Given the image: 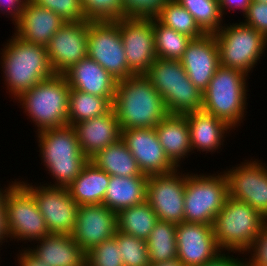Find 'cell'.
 Returning <instances> with one entry per match:
<instances>
[{
  "mask_svg": "<svg viewBox=\"0 0 267 266\" xmlns=\"http://www.w3.org/2000/svg\"><path fill=\"white\" fill-rule=\"evenodd\" d=\"M112 108L121 130L155 128L169 114L163 98L144 75L117 82Z\"/></svg>",
  "mask_w": 267,
  "mask_h": 266,
  "instance_id": "1",
  "label": "cell"
},
{
  "mask_svg": "<svg viewBox=\"0 0 267 266\" xmlns=\"http://www.w3.org/2000/svg\"><path fill=\"white\" fill-rule=\"evenodd\" d=\"M2 50V71L7 90L17 99L41 80L54 75L46 46L11 37ZM3 58V59H2Z\"/></svg>",
  "mask_w": 267,
  "mask_h": 266,
  "instance_id": "2",
  "label": "cell"
},
{
  "mask_svg": "<svg viewBox=\"0 0 267 266\" xmlns=\"http://www.w3.org/2000/svg\"><path fill=\"white\" fill-rule=\"evenodd\" d=\"M43 164L56 182L50 186L67 188L89 161L78 143L71 125L50 128L37 133Z\"/></svg>",
  "mask_w": 267,
  "mask_h": 266,
  "instance_id": "3",
  "label": "cell"
},
{
  "mask_svg": "<svg viewBox=\"0 0 267 266\" xmlns=\"http://www.w3.org/2000/svg\"><path fill=\"white\" fill-rule=\"evenodd\" d=\"M144 76L163 98L169 114L202 109L203 93L190 81L180 60L156 58Z\"/></svg>",
  "mask_w": 267,
  "mask_h": 266,
  "instance_id": "4",
  "label": "cell"
},
{
  "mask_svg": "<svg viewBox=\"0 0 267 266\" xmlns=\"http://www.w3.org/2000/svg\"><path fill=\"white\" fill-rule=\"evenodd\" d=\"M69 92L65 77L54 74L24 91L16 100L37 125V132H41L68 125Z\"/></svg>",
  "mask_w": 267,
  "mask_h": 266,
  "instance_id": "5",
  "label": "cell"
},
{
  "mask_svg": "<svg viewBox=\"0 0 267 266\" xmlns=\"http://www.w3.org/2000/svg\"><path fill=\"white\" fill-rule=\"evenodd\" d=\"M266 220L246 202L228 196L212 224L218 248L225 252L246 253Z\"/></svg>",
  "mask_w": 267,
  "mask_h": 266,
  "instance_id": "6",
  "label": "cell"
},
{
  "mask_svg": "<svg viewBox=\"0 0 267 266\" xmlns=\"http://www.w3.org/2000/svg\"><path fill=\"white\" fill-rule=\"evenodd\" d=\"M247 74L220 66L203 92L202 110L227 123L231 128L240 125L246 115Z\"/></svg>",
  "mask_w": 267,
  "mask_h": 266,
  "instance_id": "7",
  "label": "cell"
},
{
  "mask_svg": "<svg viewBox=\"0 0 267 266\" xmlns=\"http://www.w3.org/2000/svg\"><path fill=\"white\" fill-rule=\"evenodd\" d=\"M224 25L214 34L220 66L237 69L249 75L266 50L267 39L243 22Z\"/></svg>",
  "mask_w": 267,
  "mask_h": 266,
  "instance_id": "8",
  "label": "cell"
},
{
  "mask_svg": "<svg viewBox=\"0 0 267 266\" xmlns=\"http://www.w3.org/2000/svg\"><path fill=\"white\" fill-rule=\"evenodd\" d=\"M228 197L225 173L206 175L188 173L184 196V221L212 225Z\"/></svg>",
  "mask_w": 267,
  "mask_h": 266,
  "instance_id": "9",
  "label": "cell"
},
{
  "mask_svg": "<svg viewBox=\"0 0 267 266\" xmlns=\"http://www.w3.org/2000/svg\"><path fill=\"white\" fill-rule=\"evenodd\" d=\"M16 181H12L4 198L8 238L37 241L50 233L33 193Z\"/></svg>",
  "mask_w": 267,
  "mask_h": 266,
  "instance_id": "10",
  "label": "cell"
},
{
  "mask_svg": "<svg viewBox=\"0 0 267 266\" xmlns=\"http://www.w3.org/2000/svg\"><path fill=\"white\" fill-rule=\"evenodd\" d=\"M88 57L95 60L117 81L130 73L117 20L90 21Z\"/></svg>",
  "mask_w": 267,
  "mask_h": 266,
  "instance_id": "11",
  "label": "cell"
},
{
  "mask_svg": "<svg viewBox=\"0 0 267 266\" xmlns=\"http://www.w3.org/2000/svg\"><path fill=\"white\" fill-rule=\"evenodd\" d=\"M117 21L130 73L145 75L157 58L153 17L126 16Z\"/></svg>",
  "mask_w": 267,
  "mask_h": 266,
  "instance_id": "12",
  "label": "cell"
},
{
  "mask_svg": "<svg viewBox=\"0 0 267 266\" xmlns=\"http://www.w3.org/2000/svg\"><path fill=\"white\" fill-rule=\"evenodd\" d=\"M185 174L182 175L176 168L169 173L148 176L146 201L157 214L158 220L175 224L184 221V196L188 175Z\"/></svg>",
  "mask_w": 267,
  "mask_h": 266,
  "instance_id": "13",
  "label": "cell"
},
{
  "mask_svg": "<svg viewBox=\"0 0 267 266\" xmlns=\"http://www.w3.org/2000/svg\"><path fill=\"white\" fill-rule=\"evenodd\" d=\"M22 183L33 193L49 233L71 235L79 205L70 197L67 188L50 185L33 187L25 181Z\"/></svg>",
  "mask_w": 267,
  "mask_h": 266,
  "instance_id": "14",
  "label": "cell"
},
{
  "mask_svg": "<svg viewBox=\"0 0 267 266\" xmlns=\"http://www.w3.org/2000/svg\"><path fill=\"white\" fill-rule=\"evenodd\" d=\"M259 162L247 160L224 173L228 196L246 202L267 219V166Z\"/></svg>",
  "mask_w": 267,
  "mask_h": 266,
  "instance_id": "15",
  "label": "cell"
},
{
  "mask_svg": "<svg viewBox=\"0 0 267 266\" xmlns=\"http://www.w3.org/2000/svg\"><path fill=\"white\" fill-rule=\"evenodd\" d=\"M89 23L90 20L66 22L46 45L55 74H63L81 59L88 57Z\"/></svg>",
  "mask_w": 267,
  "mask_h": 266,
  "instance_id": "16",
  "label": "cell"
},
{
  "mask_svg": "<svg viewBox=\"0 0 267 266\" xmlns=\"http://www.w3.org/2000/svg\"><path fill=\"white\" fill-rule=\"evenodd\" d=\"M121 138L135 158L142 174H165L177 167L166 156L155 128H130L122 130Z\"/></svg>",
  "mask_w": 267,
  "mask_h": 266,
  "instance_id": "17",
  "label": "cell"
},
{
  "mask_svg": "<svg viewBox=\"0 0 267 266\" xmlns=\"http://www.w3.org/2000/svg\"><path fill=\"white\" fill-rule=\"evenodd\" d=\"M116 213L104 204H86L78 207L72 238L87 253L115 235Z\"/></svg>",
  "mask_w": 267,
  "mask_h": 266,
  "instance_id": "18",
  "label": "cell"
},
{
  "mask_svg": "<svg viewBox=\"0 0 267 266\" xmlns=\"http://www.w3.org/2000/svg\"><path fill=\"white\" fill-rule=\"evenodd\" d=\"M177 258L185 266H201L221 252L212 225L183 221L176 226Z\"/></svg>",
  "mask_w": 267,
  "mask_h": 266,
  "instance_id": "19",
  "label": "cell"
},
{
  "mask_svg": "<svg viewBox=\"0 0 267 266\" xmlns=\"http://www.w3.org/2000/svg\"><path fill=\"white\" fill-rule=\"evenodd\" d=\"M190 81L203 93L220 67L219 50L214 34L192 39L180 59Z\"/></svg>",
  "mask_w": 267,
  "mask_h": 266,
  "instance_id": "20",
  "label": "cell"
},
{
  "mask_svg": "<svg viewBox=\"0 0 267 266\" xmlns=\"http://www.w3.org/2000/svg\"><path fill=\"white\" fill-rule=\"evenodd\" d=\"M62 75L70 89L104 97L113 103L118 81L95 60L81 59Z\"/></svg>",
  "mask_w": 267,
  "mask_h": 266,
  "instance_id": "21",
  "label": "cell"
},
{
  "mask_svg": "<svg viewBox=\"0 0 267 266\" xmlns=\"http://www.w3.org/2000/svg\"><path fill=\"white\" fill-rule=\"evenodd\" d=\"M73 128L81 150L88 159L118 141L122 136V130L113 108L104 115L78 122Z\"/></svg>",
  "mask_w": 267,
  "mask_h": 266,
  "instance_id": "22",
  "label": "cell"
},
{
  "mask_svg": "<svg viewBox=\"0 0 267 266\" xmlns=\"http://www.w3.org/2000/svg\"><path fill=\"white\" fill-rule=\"evenodd\" d=\"M66 23L53 11L40 7L28 0L20 20L14 24L20 39L46 46L52 36Z\"/></svg>",
  "mask_w": 267,
  "mask_h": 266,
  "instance_id": "23",
  "label": "cell"
},
{
  "mask_svg": "<svg viewBox=\"0 0 267 266\" xmlns=\"http://www.w3.org/2000/svg\"><path fill=\"white\" fill-rule=\"evenodd\" d=\"M37 242L28 250L48 266H86V253L71 235L50 233Z\"/></svg>",
  "mask_w": 267,
  "mask_h": 266,
  "instance_id": "24",
  "label": "cell"
},
{
  "mask_svg": "<svg viewBox=\"0 0 267 266\" xmlns=\"http://www.w3.org/2000/svg\"><path fill=\"white\" fill-rule=\"evenodd\" d=\"M185 116L188 121L192 151L198 149L208 153L218 150L226 138L225 132L232 130L227 123L202 109Z\"/></svg>",
  "mask_w": 267,
  "mask_h": 266,
  "instance_id": "25",
  "label": "cell"
},
{
  "mask_svg": "<svg viewBox=\"0 0 267 266\" xmlns=\"http://www.w3.org/2000/svg\"><path fill=\"white\" fill-rule=\"evenodd\" d=\"M155 132L166 156L177 168L180 167L179 162L192 152L186 116L168 114L155 126Z\"/></svg>",
  "mask_w": 267,
  "mask_h": 266,
  "instance_id": "26",
  "label": "cell"
},
{
  "mask_svg": "<svg viewBox=\"0 0 267 266\" xmlns=\"http://www.w3.org/2000/svg\"><path fill=\"white\" fill-rule=\"evenodd\" d=\"M148 176H111L103 204L116 214L146 200Z\"/></svg>",
  "mask_w": 267,
  "mask_h": 266,
  "instance_id": "27",
  "label": "cell"
},
{
  "mask_svg": "<svg viewBox=\"0 0 267 266\" xmlns=\"http://www.w3.org/2000/svg\"><path fill=\"white\" fill-rule=\"evenodd\" d=\"M110 175L88 161L79 176L67 187L70 197L80 206L103 204Z\"/></svg>",
  "mask_w": 267,
  "mask_h": 266,
  "instance_id": "28",
  "label": "cell"
},
{
  "mask_svg": "<svg viewBox=\"0 0 267 266\" xmlns=\"http://www.w3.org/2000/svg\"><path fill=\"white\" fill-rule=\"evenodd\" d=\"M89 161L110 176L144 175L122 138L96 153Z\"/></svg>",
  "mask_w": 267,
  "mask_h": 266,
  "instance_id": "29",
  "label": "cell"
},
{
  "mask_svg": "<svg viewBox=\"0 0 267 266\" xmlns=\"http://www.w3.org/2000/svg\"><path fill=\"white\" fill-rule=\"evenodd\" d=\"M117 231L147 240L158 221L157 214L149 203H143L120 210L116 214Z\"/></svg>",
  "mask_w": 267,
  "mask_h": 266,
  "instance_id": "30",
  "label": "cell"
},
{
  "mask_svg": "<svg viewBox=\"0 0 267 266\" xmlns=\"http://www.w3.org/2000/svg\"><path fill=\"white\" fill-rule=\"evenodd\" d=\"M112 108V104L104 97L92 95L79 90L70 89L68 103V125L90 120L104 115Z\"/></svg>",
  "mask_w": 267,
  "mask_h": 266,
  "instance_id": "31",
  "label": "cell"
},
{
  "mask_svg": "<svg viewBox=\"0 0 267 266\" xmlns=\"http://www.w3.org/2000/svg\"><path fill=\"white\" fill-rule=\"evenodd\" d=\"M177 224L158 220L146 240L150 263L177 258Z\"/></svg>",
  "mask_w": 267,
  "mask_h": 266,
  "instance_id": "32",
  "label": "cell"
},
{
  "mask_svg": "<svg viewBox=\"0 0 267 266\" xmlns=\"http://www.w3.org/2000/svg\"><path fill=\"white\" fill-rule=\"evenodd\" d=\"M154 17L162 25L186 34L192 39H197L204 35L192 14L176 0H167Z\"/></svg>",
  "mask_w": 267,
  "mask_h": 266,
  "instance_id": "33",
  "label": "cell"
},
{
  "mask_svg": "<svg viewBox=\"0 0 267 266\" xmlns=\"http://www.w3.org/2000/svg\"><path fill=\"white\" fill-rule=\"evenodd\" d=\"M153 32L157 58L180 60L192 40L189 36L162 25L153 17Z\"/></svg>",
  "mask_w": 267,
  "mask_h": 266,
  "instance_id": "34",
  "label": "cell"
},
{
  "mask_svg": "<svg viewBox=\"0 0 267 266\" xmlns=\"http://www.w3.org/2000/svg\"><path fill=\"white\" fill-rule=\"evenodd\" d=\"M188 10L204 34H216L222 27L218 0H176Z\"/></svg>",
  "mask_w": 267,
  "mask_h": 266,
  "instance_id": "35",
  "label": "cell"
},
{
  "mask_svg": "<svg viewBox=\"0 0 267 266\" xmlns=\"http://www.w3.org/2000/svg\"><path fill=\"white\" fill-rule=\"evenodd\" d=\"M114 236L120 249L123 266H150L146 240L117 230Z\"/></svg>",
  "mask_w": 267,
  "mask_h": 266,
  "instance_id": "36",
  "label": "cell"
},
{
  "mask_svg": "<svg viewBox=\"0 0 267 266\" xmlns=\"http://www.w3.org/2000/svg\"><path fill=\"white\" fill-rule=\"evenodd\" d=\"M87 20H118L126 17L122 0H81Z\"/></svg>",
  "mask_w": 267,
  "mask_h": 266,
  "instance_id": "37",
  "label": "cell"
},
{
  "mask_svg": "<svg viewBox=\"0 0 267 266\" xmlns=\"http://www.w3.org/2000/svg\"><path fill=\"white\" fill-rule=\"evenodd\" d=\"M86 266H123L116 237L106 239L86 253Z\"/></svg>",
  "mask_w": 267,
  "mask_h": 266,
  "instance_id": "38",
  "label": "cell"
},
{
  "mask_svg": "<svg viewBox=\"0 0 267 266\" xmlns=\"http://www.w3.org/2000/svg\"><path fill=\"white\" fill-rule=\"evenodd\" d=\"M34 4L49 9L66 22L86 21L81 0H31Z\"/></svg>",
  "mask_w": 267,
  "mask_h": 266,
  "instance_id": "39",
  "label": "cell"
},
{
  "mask_svg": "<svg viewBox=\"0 0 267 266\" xmlns=\"http://www.w3.org/2000/svg\"><path fill=\"white\" fill-rule=\"evenodd\" d=\"M126 16L154 17L167 0H122Z\"/></svg>",
  "mask_w": 267,
  "mask_h": 266,
  "instance_id": "40",
  "label": "cell"
},
{
  "mask_svg": "<svg viewBox=\"0 0 267 266\" xmlns=\"http://www.w3.org/2000/svg\"><path fill=\"white\" fill-rule=\"evenodd\" d=\"M243 23L253 27L267 39V3L252 1Z\"/></svg>",
  "mask_w": 267,
  "mask_h": 266,
  "instance_id": "41",
  "label": "cell"
},
{
  "mask_svg": "<svg viewBox=\"0 0 267 266\" xmlns=\"http://www.w3.org/2000/svg\"><path fill=\"white\" fill-rule=\"evenodd\" d=\"M246 252L252 255L246 266H267V220Z\"/></svg>",
  "mask_w": 267,
  "mask_h": 266,
  "instance_id": "42",
  "label": "cell"
},
{
  "mask_svg": "<svg viewBox=\"0 0 267 266\" xmlns=\"http://www.w3.org/2000/svg\"><path fill=\"white\" fill-rule=\"evenodd\" d=\"M28 0H0V10L6 11L3 14L12 17L13 24L17 23L24 10V6ZM9 10V11H8Z\"/></svg>",
  "mask_w": 267,
  "mask_h": 266,
  "instance_id": "43",
  "label": "cell"
},
{
  "mask_svg": "<svg viewBox=\"0 0 267 266\" xmlns=\"http://www.w3.org/2000/svg\"><path fill=\"white\" fill-rule=\"evenodd\" d=\"M224 251H221L217 254L212 260L207 261L201 266H246V260L241 261L239 258L230 257L229 254H225ZM223 253V254H222ZM239 259V260H238Z\"/></svg>",
  "mask_w": 267,
  "mask_h": 266,
  "instance_id": "44",
  "label": "cell"
},
{
  "mask_svg": "<svg viewBox=\"0 0 267 266\" xmlns=\"http://www.w3.org/2000/svg\"><path fill=\"white\" fill-rule=\"evenodd\" d=\"M251 2L252 0H218L222 16L226 10H232L234 8L240 9L244 16L247 13L248 7L251 5Z\"/></svg>",
  "mask_w": 267,
  "mask_h": 266,
  "instance_id": "45",
  "label": "cell"
},
{
  "mask_svg": "<svg viewBox=\"0 0 267 266\" xmlns=\"http://www.w3.org/2000/svg\"><path fill=\"white\" fill-rule=\"evenodd\" d=\"M26 249V250H25ZM20 251L18 254V264L20 266H48L41 262L37 257H35L29 250L28 247Z\"/></svg>",
  "mask_w": 267,
  "mask_h": 266,
  "instance_id": "46",
  "label": "cell"
},
{
  "mask_svg": "<svg viewBox=\"0 0 267 266\" xmlns=\"http://www.w3.org/2000/svg\"><path fill=\"white\" fill-rule=\"evenodd\" d=\"M8 238L7 223H6V209L5 204L3 203L0 206V245H2L3 240Z\"/></svg>",
  "mask_w": 267,
  "mask_h": 266,
  "instance_id": "47",
  "label": "cell"
},
{
  "mask_svg": "<svg viewBox=\"0 0 267 266\" xmlns=\"http://www.w3.org/2000/svg\"><path fill=\"white\" fill-rule=\"evenodd\" d=\"M150 266H185L178 258L165 262L151 263Z\"/></svg>",
  "mask_w": 267,
  "mask_h": 266,
  "instance_id": "48",
  "label": "cell"
},
{
  "mask_svg": "<svg viewBox=\"0 0 267 266\" xmlns=\"http://www.w3.org/2000/svg\"><path fill=\"white\" fill-rule=\"evenodd\" d=\"M10 186L11 185H8V187H5V190L0 189V206L4 203V198H5L6 192L8 191Z\"/></svg>",
  "mask_w": 267,
  "mask_h": 266,
  "instance_id": "49",
  "label": "cell"
},
{
  "mask_svg": "<svg viewBox=\"0 0 267 266\" xmlns=\"http://www.w3.org/2000/svg\"><path fill=\"white\" fill-rule=\"evenodd\" d=\"M252 1H258V2H262V3H267V0H252Z\"/></svg>",
  "mask_w": 267,
  "mask_h": 266,
  "instance_id": "50",
  "label": "cell"
}]
</instances>
